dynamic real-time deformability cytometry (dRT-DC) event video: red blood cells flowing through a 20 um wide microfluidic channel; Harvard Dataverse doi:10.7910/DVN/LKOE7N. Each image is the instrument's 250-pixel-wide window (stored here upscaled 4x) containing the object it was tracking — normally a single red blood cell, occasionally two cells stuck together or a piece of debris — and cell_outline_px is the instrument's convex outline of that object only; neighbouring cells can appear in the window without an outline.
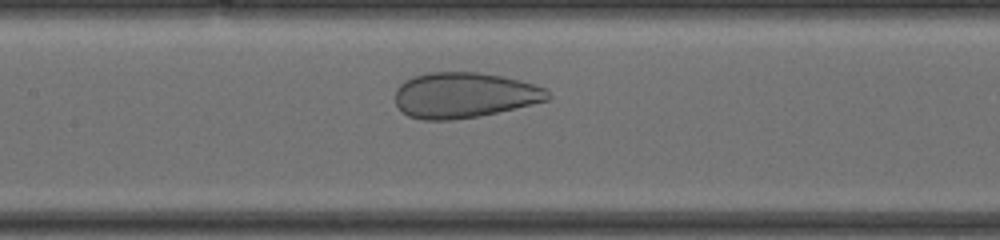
{"species": "human", "species_latin": "Homo sapiens", "temperature_condition": "cold", "stored_images_in_passage": 26, "camera_frame_rate_fps": 3000, "um_per_image_px": 0.085, "donor": {"sex": "male"}, "frame": {"image": 1, "passage_image": 8, "time_ms": 3.0, "image_size_px": [1000, 240], "cell_outline_px": [[552, 96], [548, 100], [496, 112], [476, 116], [452, 120], [424, 120], [408, 116], [396, 104], [396, 88], [404, 80], [412, 76], [428, 72], [476, 72], [504, 76], [520, 80], [544, 88]], "centroid_in_image_um": [39.43, 8.07], "position_along_channel_um": 168.0, "area_um2": 40.29}}
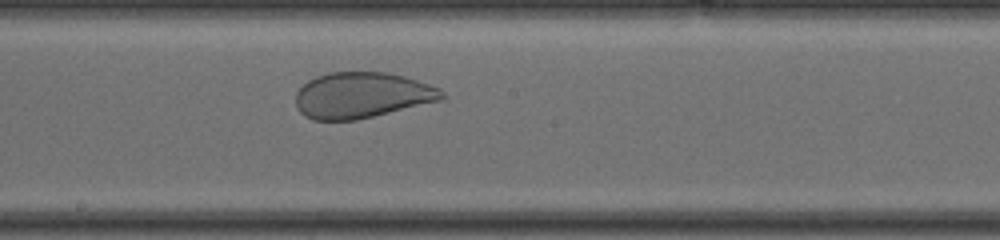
{"frame": {"image": 2, "passage_image": 12, "time_ms": 4.333, "image_size_px": [1000, 240], "cell_outline_px": [[444, 100], [356, 120], [312, 120], [304, 116], [300, 112], [296, 104], [296, 92], [308, 80], [316, 76], [328, 72], [388, 72], [404, 76], [440, 88], [444, 92]], "centroid_in_image_um": [30.77, 8.09], "position_along_channel_um": 217.4, "area_um2": 39.25}}